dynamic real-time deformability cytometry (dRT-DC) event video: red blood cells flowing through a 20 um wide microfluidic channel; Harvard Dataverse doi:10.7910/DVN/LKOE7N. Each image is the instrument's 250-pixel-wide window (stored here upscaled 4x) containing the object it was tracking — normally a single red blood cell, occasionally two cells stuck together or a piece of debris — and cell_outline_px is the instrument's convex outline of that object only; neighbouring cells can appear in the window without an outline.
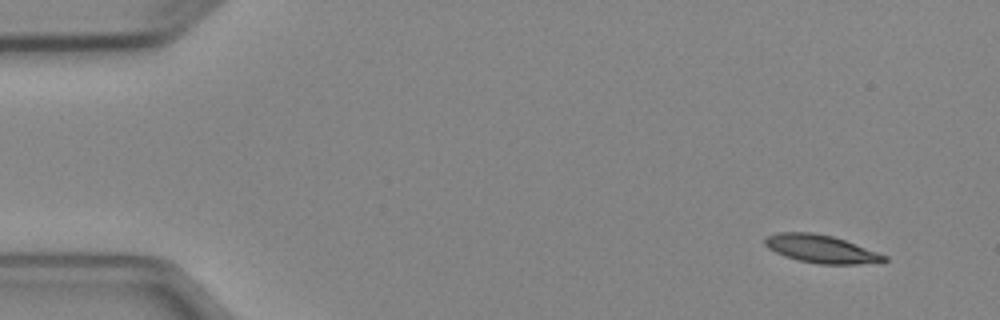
{"species": "Egyptian fruit bat (a non-hibernating species)", "species_latin": "Rousettus aegyptiacus", "temperature_condition": "cold", "stored_images_in_passage": 4, "camera_frame_rate_fps": 3000, "um_per_image_px": 0.085, "animal": {"sex": "female"}, "frame": {"image": 1, "passage_image": 1, "time_ms": 0.0, "image_size_px": [1000, 320], "cell_outline_px": [[888, 260], [856, 264], [820, 264], [800, 260], [784, 256], [768, 248], [764, 244], [764, 236], [776, 232], [812, 232], [832, 236], [844, 240], [888, 256]], "centroid_in_image_um": [69.72, 21.14], "position_along_channel_um": 15.3, "area_um2": 19.25}}